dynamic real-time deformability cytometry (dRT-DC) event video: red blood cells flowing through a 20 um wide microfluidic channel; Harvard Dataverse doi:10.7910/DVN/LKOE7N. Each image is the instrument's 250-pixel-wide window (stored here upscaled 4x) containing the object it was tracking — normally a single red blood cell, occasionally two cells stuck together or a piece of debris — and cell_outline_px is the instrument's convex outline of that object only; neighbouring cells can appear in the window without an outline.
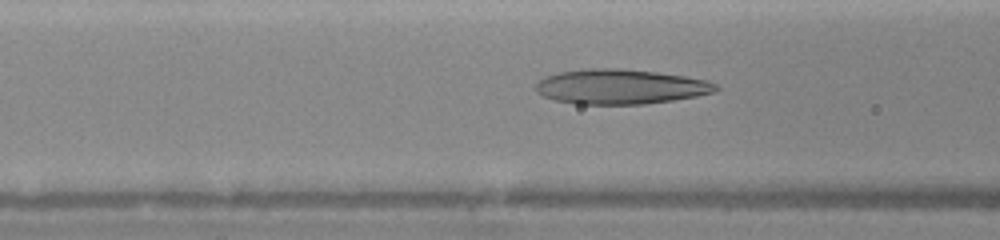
{"species": "human", "species_latin": "Homo sapiens", "temperature_condition": "warm", "stored_images_in_passage": 6, "camera_frame_rate_fps": 3000, "um_per_image_px": 0.085, "donor": {"sex": "female"}, "frame": {"image": 1, "passage_image": 4, "time_ms": 1.0, "image_size_px": [1000, 240], "cell_outline_px": [[720, 88], [716, 92], [696, 96], [672, 100], [644, 104], [576, 104], [556, 100], [544, 96], [536, 92], [536, 84], [544, 76], [556, 72], [588, 68], [620, 68], [656, 72], [684, 76], [708, 80], [716, 84]], "centroid_in_image_um": [52.74, 7.36], "position_along_channel_um": 113.9, "area_um2": 36.7}}